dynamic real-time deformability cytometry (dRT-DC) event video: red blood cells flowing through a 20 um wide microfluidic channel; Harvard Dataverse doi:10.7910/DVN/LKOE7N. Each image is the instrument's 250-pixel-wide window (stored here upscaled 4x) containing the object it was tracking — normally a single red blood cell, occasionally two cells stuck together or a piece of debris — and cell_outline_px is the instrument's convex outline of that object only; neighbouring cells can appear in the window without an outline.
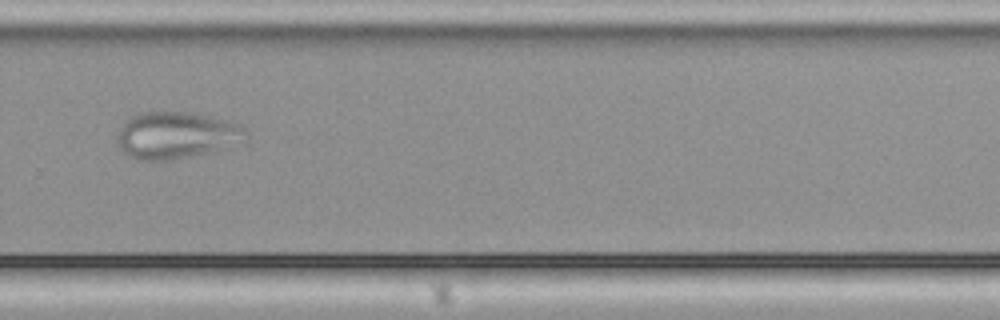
{"species": "common noctule bat (a hibernating species)", "species_latin": "Nyctalus noctula", "temperature_condition": "cold", "stored_images_in_passage": 34, "camera_frame_rate_fps": 3000, "um_per_image_px": 0.085, "animal": {"sex": "male", "body_mass_g": 21.5, "forearm_length_mm": 52.0}, "frame": {"image": 1, "passage_image": 25, "time_ms": 8.0, "image_size_px": [1000, 320], "cell_outline_px": [[248, 132], [216, 148], [204, 152], [168, 160], [136, 160], [128, 156], [116, 144], [116, 136], [120, 128], [132, 116], [140, 112], [188, 112], [208, 116], [236, 124], [244, 128]], "centroid_in_image_um": [14.76, 11.48], "position_along_channel_um": 315.0, "area_um2": 33.47}}
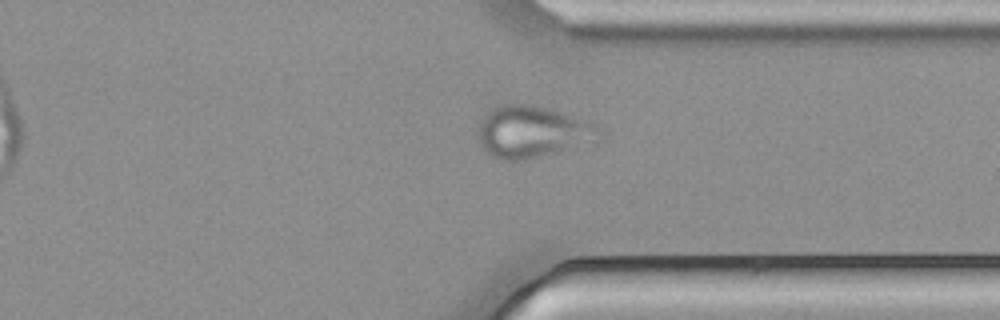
{"frame": {"image": 2, "passage_image": 29, "time_ms": 9.333, "image_size_px": [1000, 320], "cell_outline_px": [[600, 140], [520, 160], [504, 160], [492, 156], [480, 144], [480, 124], [484, 116], [488, 112], [500, 104], [528, 104], [544, 108], [596, 124], [600, 132]], "centroid_in_image_um": [45.23, 11.19], "position_along_channel_um": 366.2, "area_um2": 35.2}}